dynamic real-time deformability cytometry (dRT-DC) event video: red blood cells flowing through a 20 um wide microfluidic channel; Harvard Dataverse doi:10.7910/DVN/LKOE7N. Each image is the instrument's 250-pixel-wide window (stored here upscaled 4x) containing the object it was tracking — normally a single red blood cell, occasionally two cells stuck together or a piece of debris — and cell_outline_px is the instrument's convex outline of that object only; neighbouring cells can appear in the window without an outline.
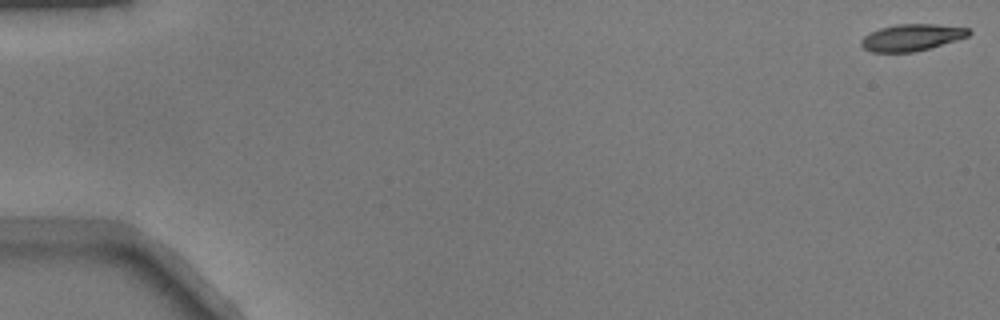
{"species": "common noctule bat (a hibernating species)", "species_latin": "Nyctalus noctula", "temperature_condition": "warm", "stored_images_in_passage": 11, "camera_frame_rate_fps": 3000, "um_per_image_px": 0.085, "animal": {"sex": "male", "body_mass_g": 17.9}, "frame": {"image": 1, "passage_image": 1, "time_ms": 0.0, "image_size_px": [1000, 320], "cell_outline_px": [[972, 32], [968, 36], [956, 40], [916, 52], [872, 52], [864, 48], [860, 44], [860, 40], [864, 36], [880, 28], [896, 24], [936, 24], [968, 28]], "centroid_in_image_um": [77.49, 3.18], "position_along_channel_um": 7.5, "area_um2": 16.7}}